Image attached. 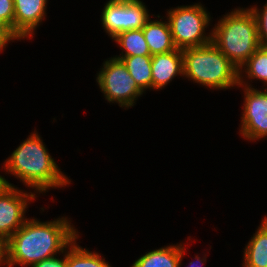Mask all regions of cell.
Masks as SVG:
<instances>
[{"mask_svg":"<svg viewBox=\"0 0 267 267\" xmlns=\"http://www.w3.org/2000/svg\"><path fill=\"white\" fill-rule=\"evenodd\" d=\"M67 217L42 222L28 218L5 242V267L32 266L63 254L79 233Z\"/></svg>","mask_w":267,"mask_h":267,"instance_id":"6da1fadb","label":"cell"},{"mask_svg":"<svg viewBox=\"0 0 267 267\" xmlns=\"http://www.w3.org/2000/svg\"><path fill=\"white\" fill-rule=\"evenodd\" d=\"M38 132L34 130L5 160L3 168L34 192L46 193L71 183L60 170Z\"/></svg>","mask_w":267,"mask_h":267,"instance_id":"7a4b0ae2","label":"cell"},{"mask_svg":"<svg viewBox=\"0 0 267 267\" xmlns=\"http://www.w3.org/2000/svg\"><path fill=\"white\" fill-rule=\"evenodd\" d=\"M210 31L212 43L238 68L261 46L256 19L247 8L226 13Z\"/></svg>","mask_w":267,"mask_h":267,"instance_id":"3957f363","label":"cell"},{"mask_svg":"<svg viewBox=\"0 0 267 267\" xmlns=\"http://www.w3.org/2000/svg\"><path fill=\"white\" fill-rule=\"evenodd\" d=\"M183 77L215 90L239 86V69L211 42L185 48Z\"/></svg>","mask_w":267,"mask_h":267,"instance_id":"277c9868","label":"cell"},{"mask_svg":"<svg viewBox=\"0 0 267 267\" xmlns=\"http://www.w3.org/2000/svg\"><path fill=\"white\" fill-rule=\"evenodd\" d=\"M166 14L177 49L199 47L212 42V33H205L211 24L210 13L200 2L169 9Z\"/></svg>","mask_w":267,"mask_h":267,"instance_id":"5b68a950","label":"cell"},{"mask_svg":"<svg viewBox=\"0 0 267 267\" xmlns=\"http://www.w3.org/2000/svg\"><path fill=\"white\" fill-rule=\"evenodd\" d=\"M109 59V60H108ZM104 61L96 82L109 103H118L121 108L133 107L143 91L127 71L121 60L114 57Z\"/></svg>","mask_w":267,"mask_h":267,"instance_id":"8992f818","label":"cell"},{"mask_svg":"<svg viewBox=\"0 0 267 267\" xmlns=\"http://www.w3.org/2000/svg\"><path fill=\"white\" fill-rule=\"evenodd\" d=\"M148 11L141 0H109L101 12L103 29L111 39L121 32L141 29L151 18Z\"/></svg>","mask_w":267,"mask_h":267,"instance_id":"52a82bcc","label":"cell"},{"mask_svg":"<svg viewBox=\"0 0 267 267\" xmlns=\"http://www.w3.org/2000/svg\"><path fill=\"white\" fill-rule=\"evenodd\" d=\"M244 80H239L238 86H243L244 91L239 133L246 140L259 141L267 138V87L261 91L253 88L249 80Z\"/></svg>","mask_w":267,"mask_h":267,"instance_id":"ba28073f","label":"cell"},{"mask_svg":"<svg viewBox=\"0 0 267 267\" xmlns=\"http://www.w3.org/2000/svg\"><path fill=\"white\" fill-rule=\"evenodd\" d=\"M36 193L5 185L0 190V239L5 243L28 219L24 215Z\"/></svg>","mask_w":267,"mask_h":267,"instance_id":"9c48e42d","label":"cell"},{"mask_svg":"<svg viewBox=\"0 0 267 267\" xmlns=\"http://www.w3.org/2000/svg\"><path fill=\"white\" fill-rule=\"evenodd\" d=\"M14 32L22 39H31L44 21L48 0H13Z\"/></svg>","mask_w":267,"mask_h":267,"instance_id":"30bf717a","label":"cell"},{"mask_svg":"<svg viewBox=\"0 0 267 267\" xmlns=\"http://www.w3.org/2000/svg\"><path fill=\"white\" fill-rule=\"evenodd\" d=\"M152 89L159 90L168 85L176 76H183V53L175 49L155 54L151 58Z\"/></svg>","mask_w":267,"mask_h":267,"instance_id":"8fae6325","label":"cell"},{"mask_svg":"<svg viewBox=\"0 0 267 267\" xmlns=\"http://www.w3.org/2000/svg\"><path fill=\"white\" fill-rule=\"evenodd\" d=\"M184 253L186 254V249L182 243L171 244L146 252L131 267H181Z\"/></svg>","mask_w":267,"mask_h":267,"instance_id":"7c38bea8","label":"cell"},{"mask_svg":"<svg viewBox=\"0 0 267 267\" xmlns=\"http://www.w3.org/2000/svg\"><path fill=\"white\" fill-rule=\"evenodd\" d=\"M147 20L142 27L143 34L145 36L146 43L150 50L151 55L167 53L176 49L172 39V33L167 21Z\"/></svg>","mask_w":267,"mask_h":267,"instance_id":"4fadbf2b","label":"cell"},{"mask_svg":"<svg viewBox=\"0 0 267 267\" xmlns=\"http://www.w3.org/2000/svg\"><path fill=\"white\" fill-rule=\"evenodd\" d=\"M243 251V267H267V216Z\"/></svg>","mask_w":267,"mask_h":267,"instance_id":"5bb4252c","label":"cell"},{"mask_svg":"<svg viewBox=\"0 0 267 267\" xmlns=\"http://www.w3.org/2000/svg\"><path fill=\"white\" fill-rule=\"evenodd\" d=\"M113 40L122 50L120 55L114 57L118 60L128 56L151 55L142 28L121 32Z\"/></svg>","mask_w":267,"mask_h":267,"instance_id":"9a60e30c","label":"cell"},{"mask_svg":"<svg viewBox=\"0 0 267 267\" xmlns=\"http://www.w3.org/2000/svg\"><path fill=\"white\" fill-rule=\"evenodd\" d=\"M151 58L152 55H136L121 59L136 85L144 93L147 89H152Z\"/></svg>","mask_w":267,"mask_h":267,"instance_id":"2e32d148","label":"cell"},{"mask_svg":"<svg viewBox=\"0 0 267 267\" xmlns=\"http://www.w3.org/2000/svg\"><path fill=\"white\" fill-rule=\"evenodd\" d=\"M79 236L67 248V267H112L101 254L77 244Z\"/></svg>","mask_w":267,"mask_h":267,"instance_id":"e0dca14e","label":"cell"},{"mask_svg":"<svg viewBox=\"0 0 267 267\" xmlns=\"http://www.w3.org/2000/svg\"><path fill=\"white\" fill-rule=\"evenodd\" d=\"M245 72V73H244ZM244 73V74H243ZM249 80L256 79L267 85V48L260 46L256 52L240 67L239 80L245 77Z\"/></svg>","mask_w":267,"mask_h":267,"instance_id":"ac0fdd59","label":"cell"},{"mask_svg":"<svg viewBox=\"0 0 267 267\" xmlns=\"http://www.w3.org/2000/svg\"><path fill=\"white\" fill-rule=\"evenodd\" d=\"M249 9L252 11L257 22L260 44L267 48V2L262 9L258 8L257 5L249 7Z\"/></svg>","mask_w":267,"mask_h":267,"instance_id":"d6986e66","label":"cell"},{"mask_svg":"<svg viewBox=\"0 0 267 267\" xmlns=\"http://www.w3.org/2000/svg\"><path fill=\"white\" fill-rule=\"evenodd\" d=\"M0 16L14 30V1L13 0H0Z\"/></svg>","mask_w":267,"mask_h":267,"instance_id":"ffe728a7","label":"cell"},{"mask_svg":"<svg viewBox=\"0 0 267 267\" xmlns=\"http://www.w3.org/2000/svg\"><path fill=\"white\" fill-rule=\"evenodd\" d=\"M62 256L63 258L60 259L57 255L48 259H44L33 264L31 267H67V249L64 251Z\"/></svg>","mask_w":267,"mask_h":267,"instance_id":"44dd1931","label":"cell"},{"mask_svg":"<svg viewBox=\"0 0 267 267\" xmlns=\"http://www.w3.org/2000/svg\"><path fill=\"white\" fill-rule=\"evenodd\" d=\"M15 40H22L14 31H0V53L3 51L8 42Z\"/></svg>","mask_w":267,"mask_h":267,"instance_id":"7402d4cb","label":"cell"},{"mask_svg":"<svg viewBox=\"0 0 267 267\" xmlns=\"http://www.w3.org/2000/svg\"><path fill=\"white\" fill-rule=\"evenodd\" d=\"M195 260H197L195 262ZM195 260L194 261H190L189 266L187 267H199L202 266L203 264H205L204 262H206V255L204 256V258L199 257V255L195 256ZM200 263V265H199Z\"/></svg>","mask_w":267,"mask_h":267,"instance_id":"603a6c76","label":"cell"},{"mask_svg":"<svg viewBox=\"0 0 267 267\" xmlns=\"http://www.w3.org/2000/svg\"><path fill=\"white\" fill-rule=\"evenodd\" d=\"M5 266V243L0 239V267Z\"/></svg>","mask_w":267,"mask_h":267,"instance_id":"cb8c5ba5","label":"cell"},{"mask_svg":"<svg viewBox=\"0 0 267 267\" xmlns=\"http://www.w3.org/2000/svg\"><path fill=\"white\" fill-rule=\"evenodd\" d=\"M0 31H14L12 27L0 16Z\"/></svg>","mask_w":267,"mask_h":267,"instance_id":"d4e9b609","label":"cell"},{"mask_svg":"<svg viewBox=\"0 0 267 267\" xmlns=\"http://www.w3.org/2000/svg\"><path fill=\"white\" fill-rule=\"evenodd\" d=\"M5 185H10V186H14L13 184L9 183V181H7V179L0 175V190L5 186Z\"/></svg>","mask_w":267,"mask_h":267,"instance_id":"484cf974","label":"cell"}]
</instances>
